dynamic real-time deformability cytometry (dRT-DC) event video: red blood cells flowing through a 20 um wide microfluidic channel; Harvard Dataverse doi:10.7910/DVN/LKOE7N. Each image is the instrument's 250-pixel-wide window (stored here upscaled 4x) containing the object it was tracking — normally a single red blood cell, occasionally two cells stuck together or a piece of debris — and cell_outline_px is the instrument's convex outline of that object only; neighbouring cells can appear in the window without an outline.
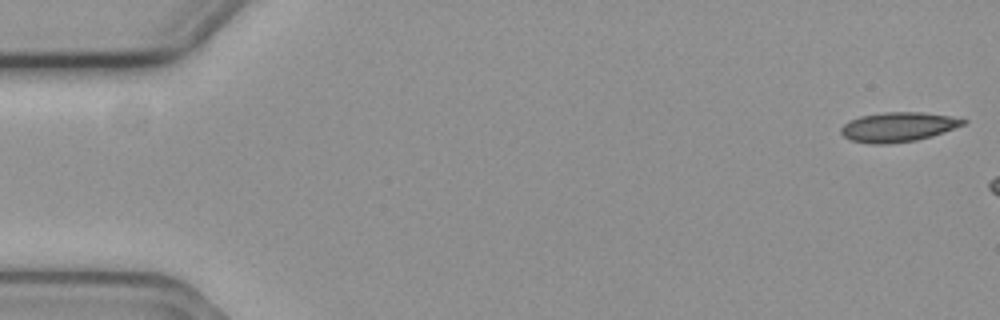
{"species": "common noctule bat (a hibernating species)", "species_latin": "Nyctalus noctula", "temperature_condition": "cold", "stored_images_in_passage": 3, "camera_frame_rate_fps": 3000, "um_per_image_px": 0.085, "animal": {"sex": "female", "body_mass_g": 19.3, "forearm_length_mm": 54.1}, "frame": {"image": 1, "passage_image": 1, "time_ms": 0.0, "image_size_px": [1000, 320], "cell_outline_px": [[968, 120], [964, 124], [944, 132], [932, 136], [916, 140], [888, 144], [868, 144], [852, 140], [844, 136], [840, 132], [840, 128], [844, 124], [860, 116], [884, 112], [920, 112], [948, 116]], "centroid_in_image_um": [76.31, 10.8], "position_along_channel_um": 8.7, "area_um2": 20.87}}